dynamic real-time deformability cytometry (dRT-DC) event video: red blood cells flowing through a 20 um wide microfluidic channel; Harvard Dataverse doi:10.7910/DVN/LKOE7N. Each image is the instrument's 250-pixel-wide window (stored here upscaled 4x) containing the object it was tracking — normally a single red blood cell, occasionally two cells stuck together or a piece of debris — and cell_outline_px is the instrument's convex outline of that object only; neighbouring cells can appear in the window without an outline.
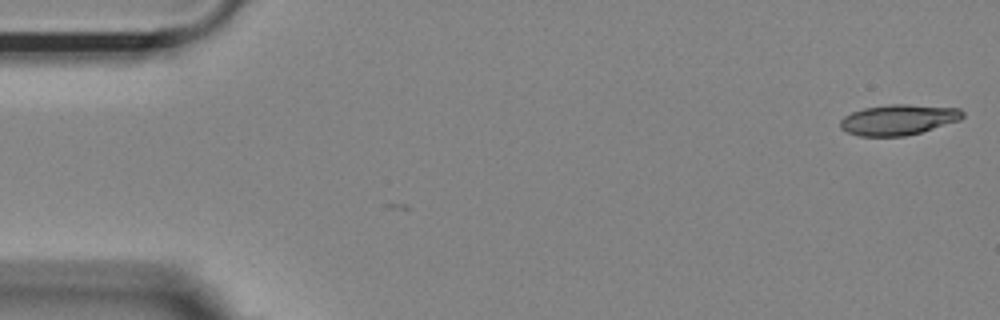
{"species": "Egyptian fruit bat (a non-hibernating species)", "species_latin": "Rousettus aegyptiacus", "temperature_condition": "room temperature", "stored_images_in_passage": 5, "camera_frame_rate_fps": 3000, "um_per_image_px": 0.085, "animal": {"sex": "female"}, "frame": {"image": 1, "passage_image": 5, "time_ms": 1.333, "image_size_px": [1000, 320], "cell_outline_px": [[964, 116], [960, 120], [920, 132], [904, 136], [860, 136], [848, 132], [840, 128], [840, 120], [844, 116], [852, 112], [864, 108], [888, 104], [908, 104], [960, 108], [964, 112]], "centroid_in_image_um": [76.36, 10.16], "position_along_channel_um": 8.6, "area_um2": 21.73}}